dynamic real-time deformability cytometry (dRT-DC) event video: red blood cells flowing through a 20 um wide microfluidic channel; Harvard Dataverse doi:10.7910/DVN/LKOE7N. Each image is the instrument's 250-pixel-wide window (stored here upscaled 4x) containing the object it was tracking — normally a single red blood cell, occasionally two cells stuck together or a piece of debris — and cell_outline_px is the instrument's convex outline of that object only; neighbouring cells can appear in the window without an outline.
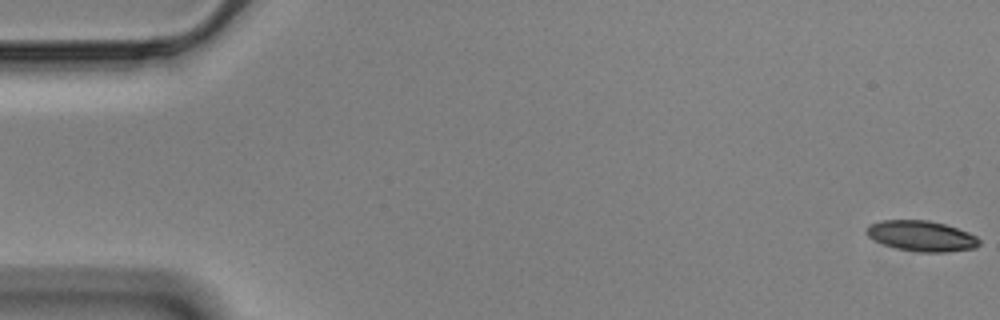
{"species": "Egyptian fruit bat (a non-hibernating species)", "species_latin": "Rousettus aegyptiacus", "temperature_condition": "cold", "stored_images_in_passage": 57, "camera_frame_rate_fps": 3000, "um_per_image_px": 0.085, "animal": {"sex": "male"}, "frame": {"image": 1, "passage_image": 1, "time_ms": 0.0, "image_size_px": [1000, 320], "cell_outline_px": [[980, 244], [976, 248], [944, 252], [920, 252], [896, 248], [884, 244], [868, 236], [864, 232], [864, 228], [868, 224], [880, 220], [928, 220], [944, 224], [968, 232], [976, 236], [980, 240]], "centroid_in_image_um": [78.3, 20.05], "position_along_channel_um": 6.7, "area_um2": 20.11}}
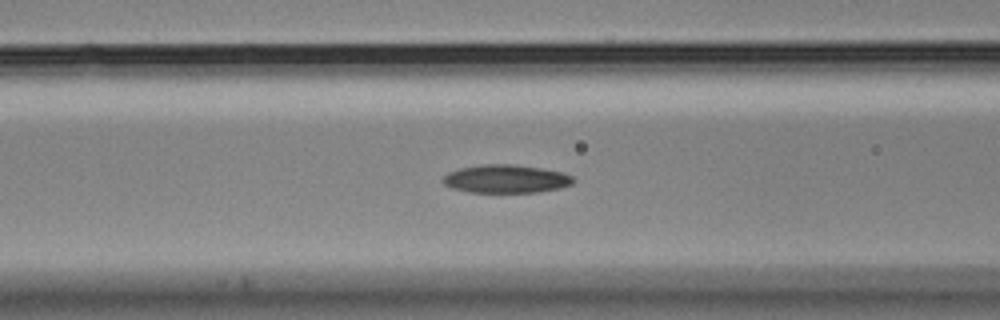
{"frame": {"image": 2, "passage_image": 23, "time_ms": 7.333, "image_size_px": [1000, 320], "cell_outline_px": [[576, 180], [572, 184], [560, 188], [540, 192], [468, 192], [452, 188], [444, 184], [440, 180], [448, 172], [460, 168], [484, 164], [512, 164], [540, 168], [560, 172], [572, 176]], "centroid_in_image_um": [42.99, 15.21], "position_along_channel_um": 123.6, "area_um2": 21.44}}
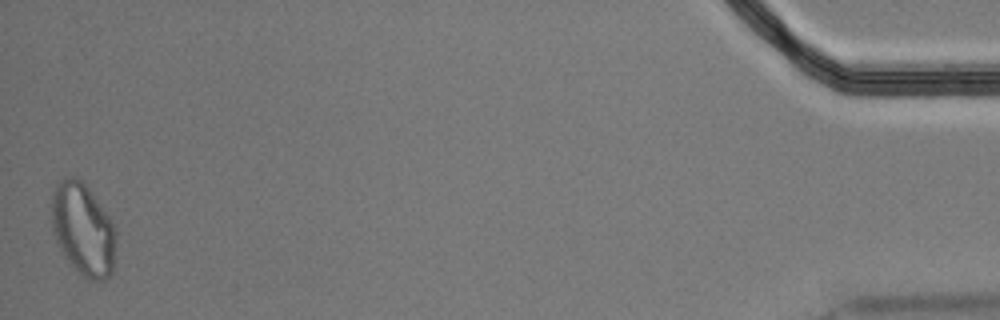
{"frame": {"image": 3, "passage_image": 57, "time_ms": 18.667, "image_size_px": [1000, 320], "cell_outline_px": [[116, 244], [112, 272], [104, 280], [88, 280], [64, 256], [52, 232], [52, 192], [56, 184], [60, 180], [68, 176], [72, 176], [80, 180], [88, 188], [108, 216], [116, 232]], "centroid_in_image_um": [7.05, 19.49], "position_along_channel_um": 428.2, "area_um2": 34.28}}